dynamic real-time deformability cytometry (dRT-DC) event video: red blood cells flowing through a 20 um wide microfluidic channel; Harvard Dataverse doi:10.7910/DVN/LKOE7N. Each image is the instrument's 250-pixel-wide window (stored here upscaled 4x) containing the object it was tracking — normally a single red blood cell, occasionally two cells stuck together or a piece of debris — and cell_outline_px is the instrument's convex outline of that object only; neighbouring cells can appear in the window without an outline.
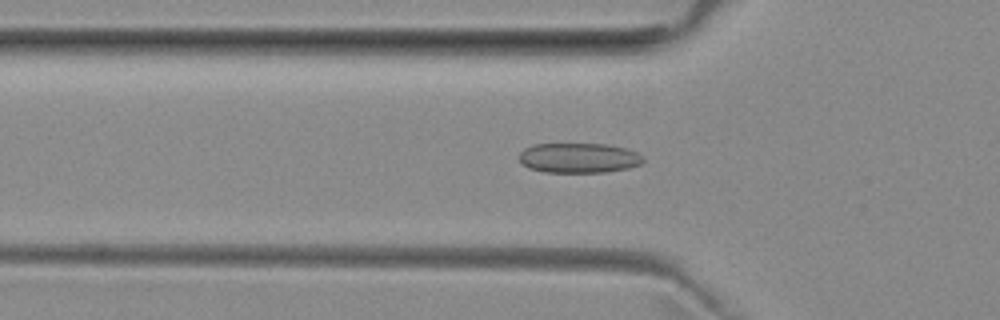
{"species": "common noctule bat (a hibernating species)", "species_latin": "Nyctalus noctula", "temperature_condition": "room temperature", "stored_images_in_passage": 48, "camera_frame_rate_fps": 3000, "um_per_image_px": 0.085, "animal": {"sex": "female", "body_mass_g": 29.2, "forearm_length_mm": 56.3}, "frame": {"image": 1, "passage_image": 16, "time_ms": 5.0, "image_size_px": [1000, 320], "cell_outline_px": [[644, 160], [640, 164], [628, 168], [608, 172], [544, 172], [528, 168], [520, 160], [520, 152], [524, 148], [532, 144], [608, 144], [628, 148], [636, 152]], "centroid_in_image_um": [49.19, 13.42], "position_along_channel_um": 76.6, "area_um2": 21.68}}
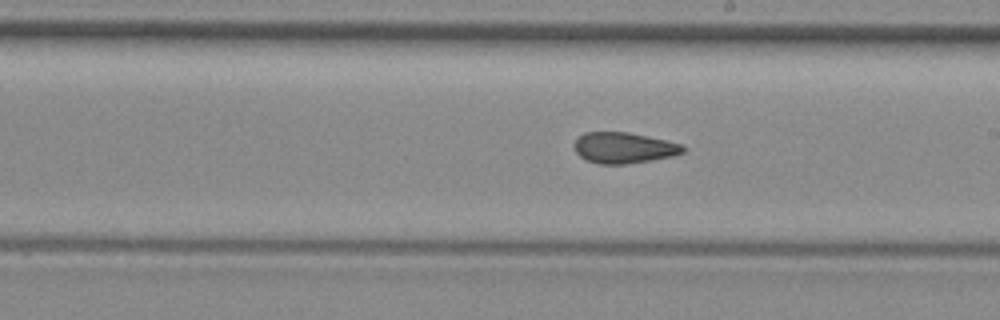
{"frame": {"image": 2, "passage_image": 28, "time_ms": 9.0, "image_size_px": [1000, 320], "cell_outline_px": [[684, 152], [676, 156], [628, 164], [600, 164], [584, 160], [576, 152], [572, 144], [584, 132], [628, 132], [684, 144]], "centroid_in_image_um": [53.03, 12.57], "position_along_channel_um": 236.0, "area_um2": 19.83}}
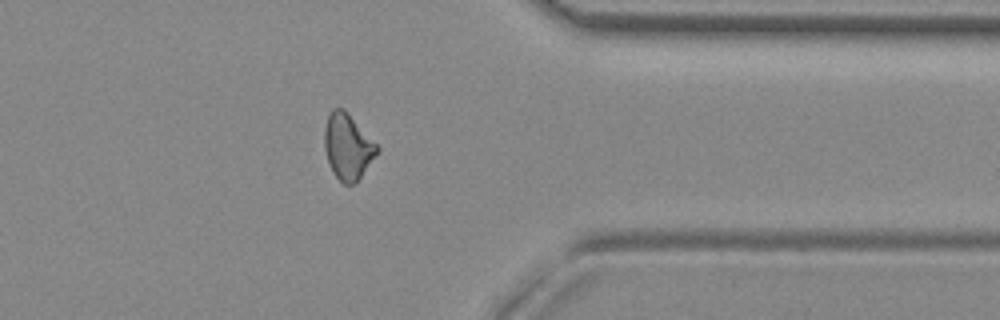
{"frame": {"image": 3, "passage_image": 40, "time_ms": 13.0, "image_size_px": [1000, 320], "cell_outline_px": [[380, 152], [360, 176], [352, 184], [344, 184], [332, 172], [328, 164], [324, 148], [324, 128], [328, 116], [332, 108], [344, 108], [348, 112], [380, 148]], "centroid_in_image_um": [29.55, 12.44], "position_along_channel_um": 381.9, "area_um2": 20.17}, "authors_computed_cell_mechanics": {"area_um2": 20.3167, "velocity_mm_per_s": 3.9675, "shape_relaxation_time_tau1_ms": null, "shape_relaxation_time_tau2_ms": 2.1627, "deformation_change_tau1": null, "deformation_change_tau2": 0.0904}}